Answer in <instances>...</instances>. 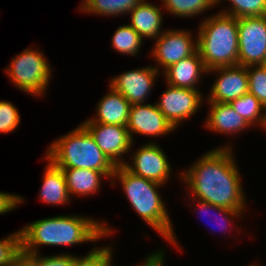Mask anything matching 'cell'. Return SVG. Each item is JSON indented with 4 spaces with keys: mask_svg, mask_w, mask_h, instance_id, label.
Returning a JSON list of instances; mask_svg holds the SVG:
<instances>
[{
    "mask_svg": "<svg viewBox=\"0 0 266 266\" xmlns=\"http://www.w3.org/2000/svg\"><path fill=\"white\" fill-rule=\"evenodd\" d=\"M82 216V217H81ZM106 221L80 214L58 215L32 221L20 229L21 253H40V246H73L108 239L114 230Z\"/></svg>",
    "mask_w": 266,
    "mask_h": 266,
    "instance_id": "cell-2",
    "label": "cell"
},
{
    "mask_svg": "<svg viewBox=\"0 0 266 266\" xmlns=\"http://www.w3.org/2000/svg\"><path fill=\"white\" fill-rule=\"evenodd\" d=\"M266 71V61L261 65Z\"/></svg>",
    "mask_w": 266,
    "mask_h": 266,
    "instance_id": "cell-37",
    "label": "cell"
},
{
    "mask_svg": "<svg viewBox=\"0 0 266 266\" xmlns=\"http://www.w3.org/2000/svg\"><path fill=\"white\" fill-rule=\"evenodd\" d=\"M123 166L131 173L166 185L173 175L172 165L162 147L149 141L133 151ZM172 173V174H171Z\"/></svg>",
    "mask_w": 266,
    "mask_h": 266,
    "instance_id": "cell-10",
    "label": "cell"
},
{
    "mask_svg": "<svg viewBox=\"0 0 266 266\" xmlns=\"http://www.w3.org/2000/svg\"><path fill=\"white\" fill-rule=\"evenodd\" d=\"M216 74L213 84L206 94L205 102L231 103L235 99L248 93L249 81L247 67L231 66L219 67L207 71V74Z\"/></svg>",
    "mask_w": 266,
    "mask_h": 266,
    "instance_id": "cell-13",
    "label": "cell"
},
{
    "mask_svg": "<svg viewBox=\"0 0 266 266\" xmlns=\"http://www.w3.org/2000/svg\"><path fill=\"white\" fill-rule=\"evenodd\" d=\"M44 160H47L48 164H46L45 170L43 171L42 186L38 199L44 204L53 206L67 205L72 200L62 169L55 166L45 156Z\"/></svg>",
    "mask_w": 266,
    "mask_h": 266,
    "instance_id": "cell-19",
    "label": "cell"
},
{
    "mask_svg": "<svg viewBox=\"0 0 266 266\" xmlns=\"http://www.w3.org/2000/svg\"><path fill=\"white\" fill-rule=\"evenodd\" d=\"M208 113L204 122L209 131L218 134L232 135L244 133V130L252 128L242 116H240L230 103L206 102Z\"/></svg>",
    "mask_w": 266,
    "mask_h": 266,
    "instance_id": "cell-16",
    "label": "cell"
},
{
    "mask_svg": "<svg viewBox=\"0 0 266 266\" xmlns=\"http://www.w3.org/2000/svg\"><path fill=\"white\" fill-rule=\"evenodd\" d=\"M263 129L266 130V121H265V125H264Z\"/></svg>",
    "mask_w": 266,
    "mask_h": 266,
    "instance_id": "cell-38",
    "label": "cell"
},
{
    "mask_svg": "<svg viewBox=\"0 0 266 266\" xmlns=\"http://www.w3.org/2000/svg\"><path fill=\"white\" fill-rule=\"evenodd\" d=\"M82 125L91 134L97 146L116 166L126 162L124 156L132 152L134 144L126 126L102 123H82Z\"/></svg>",
    "mask_w": 266,
    "mask_h": 266,
    "instance_id": "cell-12",
    "label": "cell"
},
{
    "mask_svg": "<svg viewBox=\"0 0 266 266\" xmlns=\"http://www.w3.org/2000/svg\"><path fill=\"white\" fill-rule=\"evenodd\" d=\"M12 266H31L22 256Z\"/></svg>",
    "mask_w": 266,
    "mask_h": 266,
    "instance_id": "cell-35",
    "label": "cell"
},
{
    "mask_svg": "<svg viewBox=\"0 0 266 266\" xmlns=\"http://www.w3.org/2000/svg\"><path fill=\"white\" fill-rule=\"evenodd\" d=\"M164 9L170 15L181 19L202 16L207 10L216 7V0H160Z\"/></svg>",
    "mask_w": 266,
    "mask_h": 266,
    "instance_id": "cell-23",
    "label": "cell"
},
{
    "mask_svg": "<svg viewBox=\"0 0 266 266\" xmlns=\"http://www.w3.org/2000/svg\"><path fill=\"white\" fill-rule=\"evenodd\" d=\"M160 6V7H159ZM157 3H150L147 0H142L133 10L130 15V23H128L143 39L155 40L166 29H162L163 25V7Z\"/></svg>",
    "mask_w": 266,
    "mask_h": 266,
    "instance_id": "cell-18",
    "label": "cell"
},
{
    "mask_svg": "<svg viewBox=\"0 0 266 266\" xmlns=\"http://www.w3.org/2000/svg\"><path fill=\"white\" fill-rule=\"evenodd\" d=\"M189 199L192 200L193 203L196 202L195 205L192 202L190 204L195 206L194 207V209H195L194 211L195 212L198 211V213H202L201 214L202 216H205L207 214V216L209 217L211 214L213 216V214L215 213L214 216H216V217L212 218V219H215V221H216L215 225L217 226V228H219L220 230H222V229L224 230V231L222 230V232H224V234H226V232H231L230 230H235V229H236L235 231H237V230L239 231L238 234H242V233H240L241 229L239 228V226L237 227V226H235V224H236V220L237 219H240L241 217L245 216L244 213H245L246 210L227 209V208L218 207V206L212 205V204H210L208 202L200 201V200H197V199H191V198H189ZM233 222L235 224H233ZM211 226H212V228H211L212 231H217L218 230V229L216 230V227H214L213 223L211 224ZM231 228H233V229H231Z\"/></svg>",
    "mask_w": 266,
    "mask_h": 266,
    "instance_id": "cell-21",
    "label": "cell"
},
{
    "mask_svg": "<svg viewBox=\"0 0 266 266\" xmlns=\"http://www.w3.org/2000/svg\"><path fill=\"white\" fill-rule=\"evenodd\" d=\"M149 266H164L165 264V249Z\"/></svg>",
    "mask_w": 266,
    "mask_h": 266,
    "instance_id": "cell-34",
    "label": "cell"
},
{
    "mask_svg": "<svg viewBox=\"0 0 266 266\" xmlns=\"http://www.w3.org/2000/svg\"><path fill=\"white\" fill-rule=\"evenodd\" d=\"M94 247L84 256L75 255L73 266H106L113 259V248L110 245Z\"/></svg>",
    "mask_w": 266,
    "mask_h": 266,
    "instance_id": "cell-28",
    "label": "cell"
},
{
    "mask_svg": "<svg viewBox=\"0 0 266 266\" xmlns=\"http://www.w3.org/2000/svg\"><path fill=\"white\" fill-rule=\"evenodd\" d=\"M160 73L153 65H147L114 75L109 85L121 93L131 105L146 104Z\"/></svg>",
    "mask_w": 266,
    "mask_h": 266,
    "instance_id": "cell-11",
    "label": "cell"
},
{
    "mask_svg": "<svg viewBox=\"0 0 266 266\" xmlns=\"http://www.w3.org/2000/svg\"><path fill=\"white\" fill-rule=\"evenodd\" d=\"M108 93L97 103L96 114L82 123H102L126 126L129 119L131 104L125 97L108 85Z\"/></svg>",
    "mask_w": 266,
    "mask_h": 266,
    "instance_id": "cell-17",
    "label": "cell"
},
{
    "mask_svg": "<svg viewBox=\"0 0 266 266\" xmlns=\"http://www.w3.org/2000/svg\"><path fill=\"white\" fill-rule=\"evenodd\" d=\"M51 67L41 50L30 47L16 54L4 72L19 91L41 98L52 80Z\"/></svg>",
    "mask_w": 266,
    "mask_h": 266,
    "instance_id": "cell-6",
    "label": "cell"
},
{
    "mask_svg": "<svg viewBox=\"0 0 266 266\" xmlns=\"http://www.w3.org/2000/svg\"><path fill=\"white\" fill-rule=\"evenodd\" d=\"M119 181L128 202L138 216L154 231H156L167 243L173 245L176 250H182L177 241L175 230L166 208V203L159 191L165 185L137 176L128 171L123 165L116 166L110 185L114 186Z\"/></svg>",
    "mask_w": 266,
    "mask_h": 266,
    "instance_id": "cell-3",
    "label": "cell"
},
{
    "mask_svg": "<svg viewBox=\"0 0 266 266\" xmlns=\"http://www.w3.org/2000/svg\"><path fill=\"white\" fill-rule=\"evenodd\" d=\"M238 65L257 66L266 61V16L237 18Z\"/></svg>",
    "mask_w": 266,
    "mask_h": 266,
    "instance_id": "cell-9",
    "label": "cell"
},
{
    "mask_svg": "<svg viewBox=\"0 0 266 266\" xmlns=\"http://www.w3.org/2000/svg\"><path fill=\"white\" fill-rule=\"evenodd\" d=\"M31 266H73L74 254L58 253L54 255H41V253L21 254Z\"/></svg>",
    "mask_w": 266,
    "mask_h": 266,
    "instance_id": "cell-30",
    "label": "cell"
},
{
    "mask_svg": "<svg viewBox=\"0 0 266 266\" xmlns=\"http://www.w3.org/2000/svg\"><path fill=\"white\" fill-rule=\"evenodd\" d=\"M63 171L69 195L72 197H87L101 190L102 180L109 179L104 173L79 168H60ZM103 178V179H102Z\"/></svg>",
    "mask_w": 266,
    "mask_h": 266,
    "instance_id": "cell-20",
    "label": "cell"
},
{
    "mask_svg": "<svg viewBox=\"0 0 266 266\" xmlns=\"http://www.w3.org/2000/svg\"><path fill=\"white\" fill-rule=\"evenodd\" d=\"M25 199L20 195L0 190V215L12 212L19 205L24 204Z\"/></svg>",
    "mask_w": 266,
    "mask_h": 266,
    "instance_id": "cell-32",
    "label": "cell"
},
{
    "mask_svg": "<svg viewBox=\"0 0 266 266\" xmlns=\"http://www.w3.org/2000/svg\"><path fill=\"white\" fill-rule=\"evenodd\" d=\"M21 254L20 230L0 239V266H12Z\"/></svg>",
    "mask_w": 266,
    "mask_h": 266,
    "instance_id": "cell-27",
    "label": "cell"
},
{
    "mask_svg": "<svg viewBox=\"0 0 266 266\" xmlns=\"http://www.w3.org/2000/svg\"><path fill=\"white\" fill-rule=\"evenodd\" d=\"M248 92L253 94L266 108V71L261 65L247 66Z\"/></svg>",
    "mask_w": 266,
    "mask_h": 266,
    "instance_id": "cell-29",
    "label": "cell"
},
{
    "mask_svg": "<svg viewBox=\"0 0 266 266\" xmlns=\"http://www.w3.org/2000/svg\"><path fill=\"white\" fill-rule=\"evenodd\" d=\"M165 85L167 88L156 101V105L177 130L182 122L188 121L200 111L205 98L200 90L179 88L168 83Z\"/></svg>",
    "mask_w": 266,
    "mask_h": 266,
    "instance_id": "cell-8",
    "label": "cell"
},
{
    "mask_svg": "<svg viewBox=\"0 0 266 266\" xmlns=\"http://www.w3.org/2000/svg\"><path fill=\"white\" fill-rule=\"evenodd\" d=\"M201 21L196 32L197 47L207 71L238 65L237 18L218 11Z\"/></svg>",
    "mask_w": 266,
    "mask_h": 266,
    "instance_id": "cell-5",
    "label": "cell"
},
{
    "mask_svg": "<svg viewBox=\"0 0 266 266\" xmlns=\"http://www.w3.org/2000/svg\"><path fill=\"white\" fill-rule=\"evenodd\" d=\"M126 127L132 141H135L133 134L153 138L169 135L176 130L160 112L156 103L131 105Z\"/></svg>",
    "mask_w": 266,
    "mask_h": 266,
    "instance_id": "cell-14",
    "label": "cell"
},
{
    "mask_svg": "<svg viewBox=\"0 0 266 266\" xmlns=\"http://www.w3.org/2000/svg\"><path fill=\"white\" fill-rule=\"evenodd\" d=\"M191 31V32H190ZM167 28L157 39L154 40L153 49L150 52L156 64L154 67L160 72L188 58L198 51L197 34L192 30ZM195 37V38H194ZM161 68V69H160Z\"/></svg>",
    "mask_w": 266,
    "mask_h": 266,
    "instance_id": "cell-7",
    "label": "cell"
},
{
    "mask_svg": "<svg viewBox=\"0 0 266 266\" xmlns=\"http://www.w3.org/2000/svg\"><path fill=\"white\" fill-rule=\"evenodd\" d=\"M163 248L161 247L160 249H158V250H155V251H153L152 253H150V254H147L146 255V257H145V259L143 260L144 262L142 263V264H139V265H136V266H149L162 252H163V250H162ZM160 250V251H159ZM113 259H111L109 262H108V264L106 265V266H114L112 263H113V261H112ZM133 266V265H132ZM135 266V265H134Z\"/></svg>",
    "mask_w": 266,
    "mask_h": 266,
    "instance_id": "cell-33",
    "label": "cell"
},
{
    "mask_svg": "<svg viewBox=\"0 0 266 266\" xmlns=\"http://www.w3.org/2000/svg\"><path fill=\"white\" fill-rule=\"evenodd\" d=\"M44 156L58 168L96 170L104 173L110 181L116 169L82 124L56 138Z\"/></svg>",
    "mask_w": 266,
    "mask_h": 266,
    "instance_id": "cell-4",
    "label": "cell"
},
{
    "mask_svg": "<svg viewBox=\"0 0 266 266\" xmlns=\"http://www.w3.org/2000/svg\"><path fill=\"white\" fill-rule=\"evenodd\" d=\"M161 72L165 83L194 90H199L198 87L203 74L207 75V69L198 51L190 57L172 64L164 71L161 70Z\"/></svg>",
    "mask_w": 266,
    "mask_h": 266,
    "instance_id": "cell-15",
    "label": "cell"
},
{
    "mask_svg": "<svg viewBox=\"0 0 266 266\" xmlns=\"http://www.w3.org/2000/svg\"><path fill=\"white\" fill-rule=\"evenodd\" d=\"M230 144L210 149L187 170L179 172L177 179L188 188L185 198L189 196L222 208L246 210L249 205L241 182L242 175L233 144Z\"/></svg>",
    "mask_w": 266,
    "mask_h": 266,
    "instance_id": "cell-1",
    "label": "cell"
},
{
    "mask_svg": "<svg viewBox=\"0 0 266 266\" xmlns=\"http://www.w3.org/2000/svg\"><path fill=\"white\" fill-rule=\"evenodd\" d=\"M230 105L251 127L260 126L263 129L266 121V108L253 94L248 92L232 101Z\"/></svg>",
    "mask_w": 266,
    "mask_h": 266,
    "instance_id": "cell-24",
    "label": "cell"
},
{
    "mask_svg": "<svg viewBox=\"0 0 266 266\" xmlns=\"http://www.w3.org/2000/svg\"><path fill=\"white\" fill-rule=\"evenodd\" d=\"M144 39L129 25H119L112 35L111 45L114 50L127 56L139 55ZM143 44V45H142Z\"/></svg>",
    "mask_w": 266,
    "mask_h": 266,
    "instance_id": "cell-25",
    "label": "cell"
},
{
    "mask_svg": "<svg viewBox=\"0 0 266 266\" xmlns=\"http://www.w3.org/2000/svg\"><path fill=\"white\" fill-rule=\"evenodd\" d=\"M142 0H83L79 11L88 14L119 17L133 10Z\"/></svg>",
    "mask_w": 266,
    "mask_h": 266,
    "instance_id": "cell-22",
    "label": "cell"
},
{
    "mask_svg": "<svg viewBox=\"0 0 266 266\" xmlns=\"http://www.w3.org/2000/svg\"><path fill=\"white\" fill-rule=\"evenodd\" d=\"M21 123L18 109L9 100H0V133H13Z\"/></svg>",
    "mask_w": 266,
    "mask_h": 266,
    "instance_id": "cell-31",
    "label": "cell"
},
{
    "mask_svg": "<svg viewBox=\"0 0 266 266\" xmlns=\"http://www.w3.org/2000/svg\"><path fill=\"white\" fill-rule=\"evenodd\" d=\"M247 266H249V265H247ZM250 266H260V264L259 263L257 264L256 262H254V263L252 262V264H250Z\"/></svg>",
    "mask_w": 266,
    "mask_h": 266,
    "instance_id": "cell-36",
    "label": "cell"
},
{
    "mask_svg": "<svg viewBox=\"0 0 266 266\" xmlns=\"http://www.w3.org/2000/svg\"><path fill=\"white\" fill-rule=\"evenodd\" d=\"M231 5L226 9L222 8L219 12L236 17L266 16V0H224ZM223 0H216V6L220 7ZM229 7V8H228Z\"/></svg>",
    "mask_w": 266,
    "mask_h": 266,
    "instance_id": "cell-26",
    "label": "cell"
}]
</instances>
